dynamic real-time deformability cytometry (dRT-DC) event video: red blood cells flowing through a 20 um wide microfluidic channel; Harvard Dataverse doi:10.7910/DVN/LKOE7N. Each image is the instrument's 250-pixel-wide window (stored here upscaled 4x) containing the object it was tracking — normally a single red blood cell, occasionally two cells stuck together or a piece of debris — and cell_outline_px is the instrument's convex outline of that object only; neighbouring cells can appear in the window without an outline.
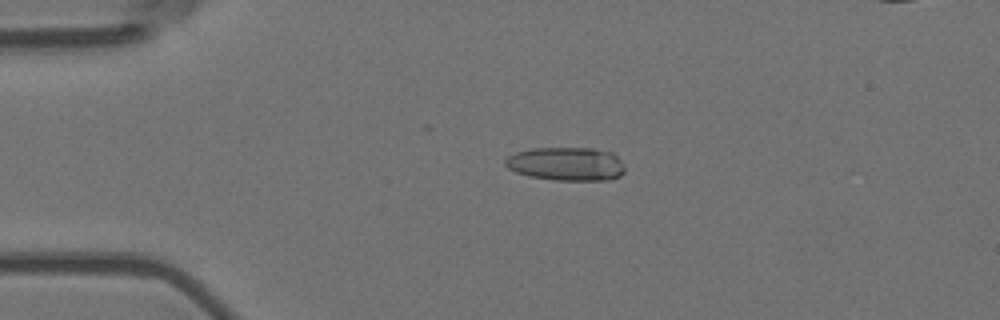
{"species": "Egyptian fruit bat (a non-hibernating species)", "species_latin": "Rousettus aegyptiacus", "temperature_condition": "room temperature", "stored_images_in_passage": 4, "camera_frame_rate_fps": 3000, "um_per_image_px": 0.085, "animal": {"sex": "female"}, "frame": {"image": 1, "passage_image": 3, "time_ms": 0.667, "image_size_px": [1000, 320], "cell_outline_px": [[624, 172], [620, 176], [608, 180], [556, 180], [528, 176], [516, 172], [508, 168], [504, 164], [504, 160], [508, 156], [516, 152], [532, 148], [592, 148], [612, 152], [624, 164]], "centroid_in_image_um": [48.13, 13.93], "position_along_channel_um": 36.9, "area_um2": 23.47}}